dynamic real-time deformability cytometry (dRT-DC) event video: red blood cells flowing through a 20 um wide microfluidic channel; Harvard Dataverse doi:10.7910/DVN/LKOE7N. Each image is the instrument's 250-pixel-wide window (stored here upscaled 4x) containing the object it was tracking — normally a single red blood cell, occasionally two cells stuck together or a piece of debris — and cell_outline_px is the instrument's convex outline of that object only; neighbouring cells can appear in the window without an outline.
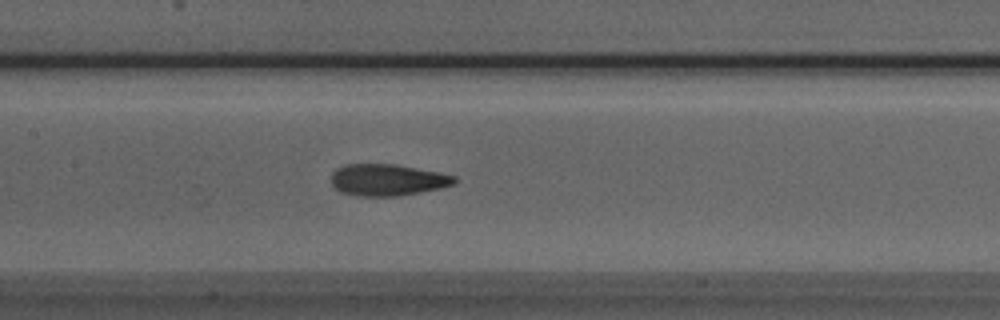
{"species": "Egyptian fruit bat (a non-hibernating species)", "species_latin": "Rousettus aegyptiacus", "temperature_condition": "room temperature", "stored_images_in_passage": 27, "camera_frame_rate_fps": 3000, "um_per_image_px": 0.085, "animal": {"sex": "male"}, "frame": {"image": 1, "passage_image": 14, "time_ms": 4.333, "image_size_px": [1000, 320], "cell_outline_px": [[456, 184], [440, 188], [420, 192], [396, 196], [356, 196], [340, 192], [332, 184], [332, 172], [336, 168], [344, 164], [396, 164], [440, 172], [456, 176]], "centroid_in_image_um": [32.94, 15.28], "position_along_channel_um": 174.5, "area_um2": 22.89}}
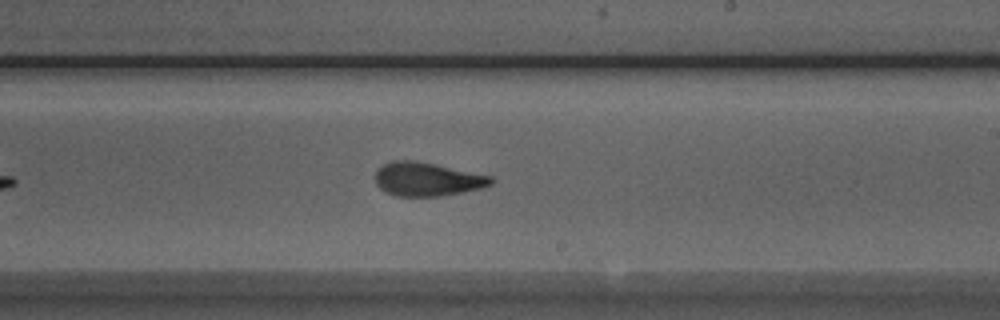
{"frame": {"image": 2, "passage_image": 20, "time_ms": 6.333, "image_size_px": [1000, 320], "cell_outline_px": [[496, 180], [492, 184], [480, 188], [440, 196], [396, 196], [380, 188], [376, 184], [376, 172], [384, 164], [392, 160], [416, 160], [436, 164], [492, 176]], "centroid_in_image_um": [36.33, 15.22], "position_along_channel_um": 252.7, "area_um2": 22.6}}
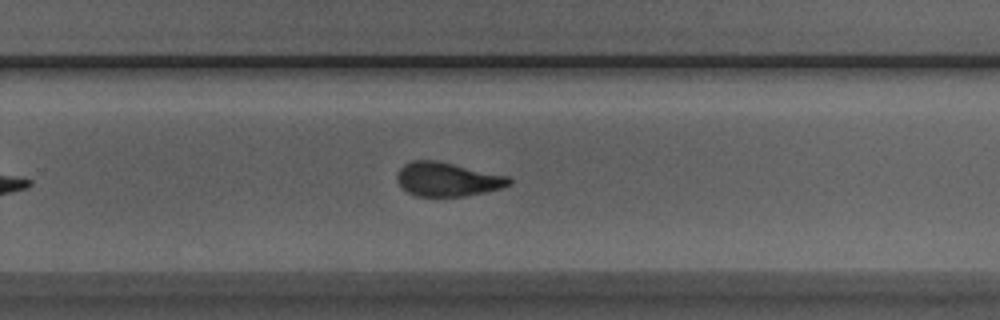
{"frame": {"image": 3, "passage_image": 23, "time_ms": 7.333, "image_size_px": [1000, 320], "cell_outline_px": [[512, 184], [500, 188], [484, 192], [464, 196], [416, 196], [408, 192], [396, 180], [396, 172], [404, 164], [412, 160], [436, 160], [508, 176], [512, 180]], "centroid_in_image_um": [38.01, 15.23], "position_along_channel_um": 291.8, "area_um2": 22.08}}